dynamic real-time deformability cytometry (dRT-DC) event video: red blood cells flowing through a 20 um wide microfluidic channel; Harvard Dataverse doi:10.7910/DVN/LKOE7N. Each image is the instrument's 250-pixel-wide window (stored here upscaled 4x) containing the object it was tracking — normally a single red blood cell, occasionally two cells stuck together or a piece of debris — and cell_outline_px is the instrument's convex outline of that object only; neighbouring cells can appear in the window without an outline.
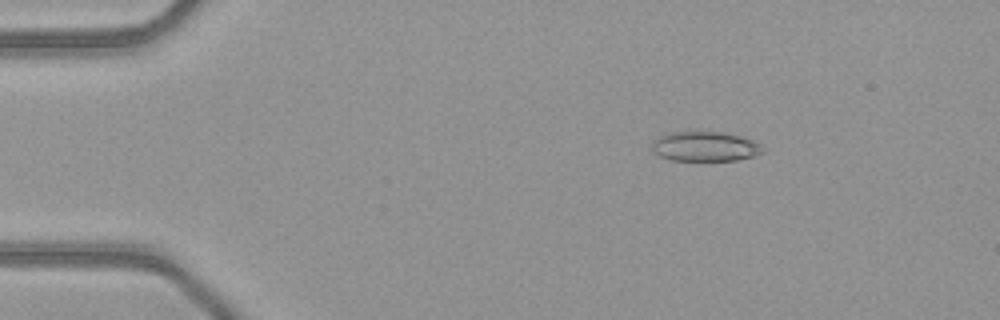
{"species": "common noctule bat (a hibernating species)", "species_latin": "Nyctalus noctula", "temperature_condition": "warm", "stored_images_in_passage": 45, "camera_frame_rate_fps": 3000, "um_per_image_px": 0.085, "animal": {"sex": "female", "body_mass_g": 21.9}, "frame": {"image": 1, "passage_image": 3, "time_ms": 0.667, "image_size_px": [1000, 320], "cell_outline_px": [[764, 152], [756, 156], [736, 160], [672, 160], [660, 156], [652, 148], [652, 140], [656, 136], [672, 132], [724, 132], [740, 136], [752, 140], [760, 144], [764, 148]], "centroid_in_image_um": [59.94, 12.44], "position_along_channel_um": 25.1, "area_um2": 19.25}}
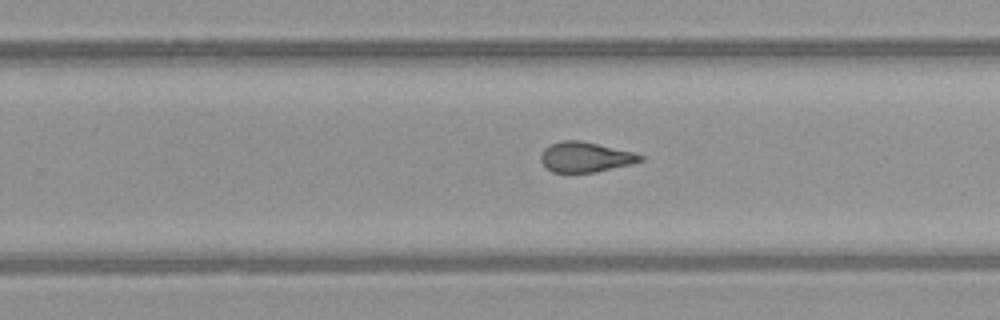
{"frame": {"image": 2, "passage_image": 27, "time_ms": 8.667, "image_size_px": [1000, 320], "cell_outline_px": [[644, 160], [632, 164], [596, 172], [568, 176], [552, 172], [540, 160], [540, 156], [544, 148], [552, 144], [564, 140], [580, 140], [636, 152], [644, 156]], "centroid_in_image_um": [49.76, 13.39], "position_along_channel_um": 280.0, "area_um2": 18.15}}
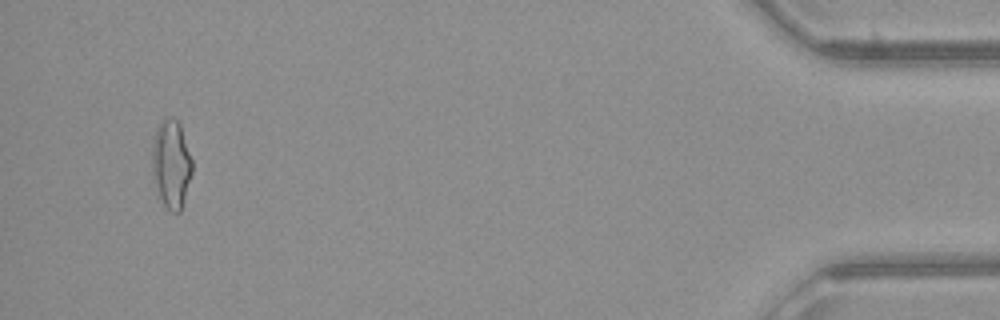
{"frame": {"image": 3, "passage_image": 43, "time_ms": 14.0, "image_size_px": [1000, 320], "cell_outline_px": [[192, 172], [180, 212], [172, 212], [164, 204], [152, 180], [152, 140], [156, 128], [160, 120], [164, 116], [172, 116], [180, 124], [192, 160]], "centroid_in_image_um": [14.53, 13.87], "position_along_channel_um": 420.7, "area_um2": 20.75}, "authors_computed_cell_mechanics": {"area_um2": 18.6694, "velocity_mm_per_s": 4.1203, "shape_relaxation_time_tau1_ms": null, "shape_relaxation_time_tau2_ms": 2.133, "deformation_change_tau1": null, "deformation_change_tau2": 0.0965}}